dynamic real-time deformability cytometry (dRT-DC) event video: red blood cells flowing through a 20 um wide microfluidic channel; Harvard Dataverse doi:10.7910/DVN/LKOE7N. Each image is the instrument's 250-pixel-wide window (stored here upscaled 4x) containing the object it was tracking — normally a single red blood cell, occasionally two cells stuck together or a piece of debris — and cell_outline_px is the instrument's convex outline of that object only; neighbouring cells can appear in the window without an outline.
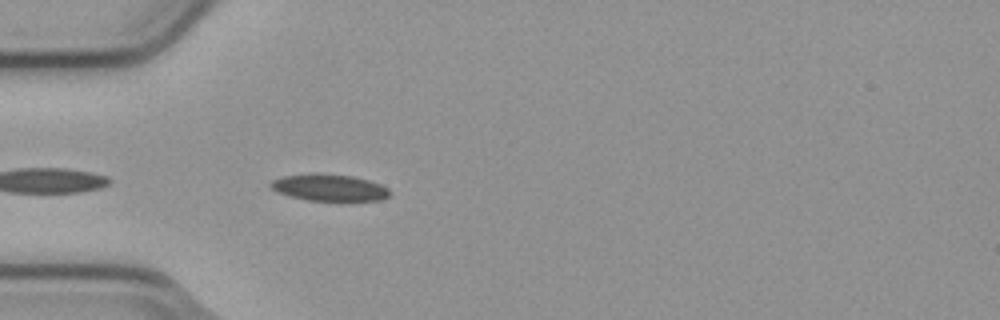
{"species": "common noctule bat (a hibernating species)", "species_latin": "Nyctalus noctula", "temperature_condition": "cold", "stored_images_in_passage": 5, "camera_frame_rate_fps": 3000, "um_per_image_px": 0.085, "animal": {"sex": "male", "body_mass_g": 23.1, "forearm_length_mm": 52.7}, "frame": {"image": 1, "passage_image": 5, "time_ms": 1.333, "image_size_px": [1000, 320], "cell_outline_px": [[388, 196], [380, 200], [308, 200], [276, 192], [268, 184], [272, 180], [284, 176], [316, 172], [352, 176], [368, 180], [380, 184], [388, 188]], "centroid_in_image_um": [27.95, 15.92], "position_along_channel_um": 57.1, "area_um2": 18.38}}